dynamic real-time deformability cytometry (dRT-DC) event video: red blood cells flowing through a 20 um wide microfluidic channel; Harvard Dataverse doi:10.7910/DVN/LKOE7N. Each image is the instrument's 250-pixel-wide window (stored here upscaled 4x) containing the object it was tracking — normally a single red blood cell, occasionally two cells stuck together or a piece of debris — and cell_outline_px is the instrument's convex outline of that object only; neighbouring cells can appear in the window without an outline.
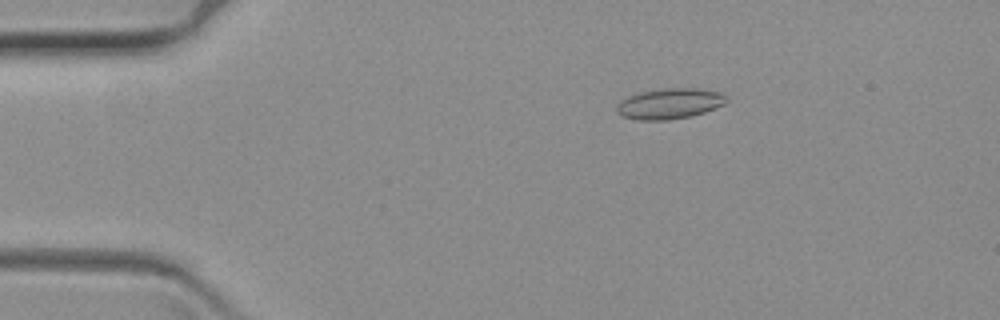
{"species": "common noctule bat (a hibernating species)", "species_latin": "Nyctalus noctula", "temperature_condition": "warm", "stored_images_in_passage": 61, "camera_frame_rate_fps": 3000, "um_per_image_px": 0.085, "animal": {"sex": "female", "body_mass_g": 19.3, "forearm_length_mm": 54.1}, "frame": {"image": 1, "passage_image": 9, "time_ms": 2.667, "image_size_px": [1000, 320], "cell_outline_px": [[728, 100], [724, 104], [704, 112], [692, 116], [668, 120], [640, 120], [624, 116], [616, 112], [616, 104], [620, 100], [628, 96], [640, 92], [668, 88], [700, 88], [720, 92], [728, 96]], "centroid_in_image_um": [56.93, 8.8], "position_along_channel_um": 28.1, "area_um2": 19.65}}
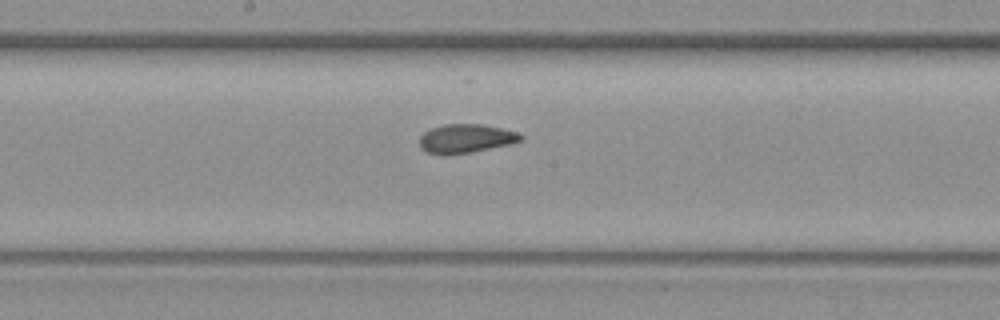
{"frame": {"image": 2, "passage_image": 31, "time_ms": 10.0, "image_size_px": [1000, 320], "cell_outline_px": [[524, 140], [512, 144], [468, 152], [444, 156], [428, 152], [420, 148], [420, 136], [424, 132], [432, 128], [444, 124], [480, 124], [520, 132], [524, 136]], "centroid_in_image_um": [39.62, 11.78], "position_along_channel_um": 208.6, "area_um2": 17.11}}
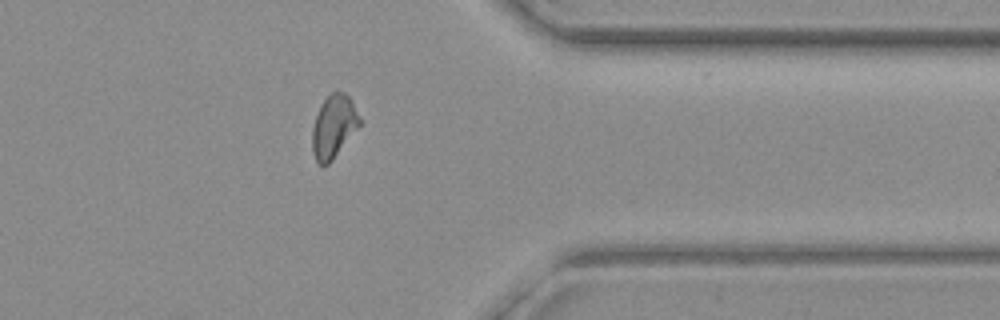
{"frame": {"image": 3, "passage_image": 48, "time_ms": 15.667, "image_size_px": [1000, 320], "cell_outline_px": [[360, 124], [332, 160], [328, 164], [320, 164], [316, 160], [312, 152], [312, 128], [320, 104], [332, 92], [344, 92], [348, 96], [360, 116]], "centroid_in_image_um": [28.34, 10.74], "position_along_channel_um": 383.1, "area_um2": 16.99}}